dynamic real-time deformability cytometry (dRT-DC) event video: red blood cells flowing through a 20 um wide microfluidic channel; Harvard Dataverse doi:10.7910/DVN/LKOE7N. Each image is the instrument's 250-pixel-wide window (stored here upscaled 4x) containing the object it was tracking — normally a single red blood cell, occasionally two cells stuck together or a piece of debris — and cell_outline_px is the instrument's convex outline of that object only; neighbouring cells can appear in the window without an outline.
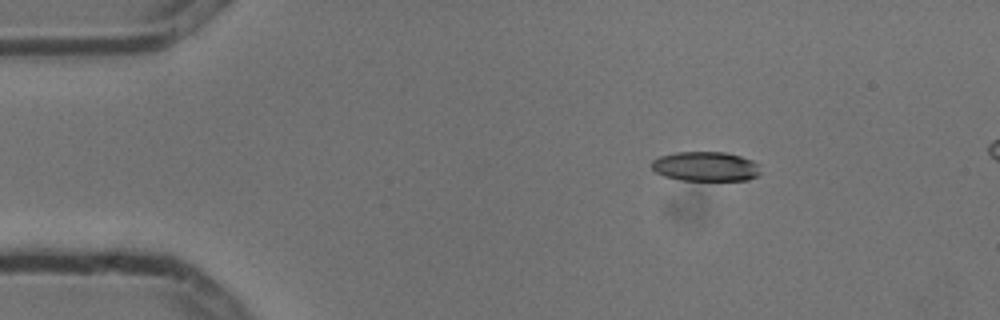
{"species": "common noctule bat (a hibernating species)", "species_latin": "Nyctalus noctula", "temperature_condition": "cold", "stored_images_in_passage": 5, "camera_frame_rate_fps": 3000, "um_per_image_px": 0.085, "animal": {"sex": "male", "body_mass_g": 13.3}, "frame": {"image": 1, "passage_image": 2, "time_ms": 0.333, "image_size_px": [1000, 320], "cell_outline_px": [[760, 172], [756, 176], [748, 180], [680, 180], [664, 176], [656, 172], [652, 168], [652, 160], [660, 156], [676, 152], [724, 152], [740, 156], [752, 160], [756, 164]], "centroid_in_image_um": [59.95, 14.15], "position_along_channel_um": 25.1, "area_um2": 18.61}}